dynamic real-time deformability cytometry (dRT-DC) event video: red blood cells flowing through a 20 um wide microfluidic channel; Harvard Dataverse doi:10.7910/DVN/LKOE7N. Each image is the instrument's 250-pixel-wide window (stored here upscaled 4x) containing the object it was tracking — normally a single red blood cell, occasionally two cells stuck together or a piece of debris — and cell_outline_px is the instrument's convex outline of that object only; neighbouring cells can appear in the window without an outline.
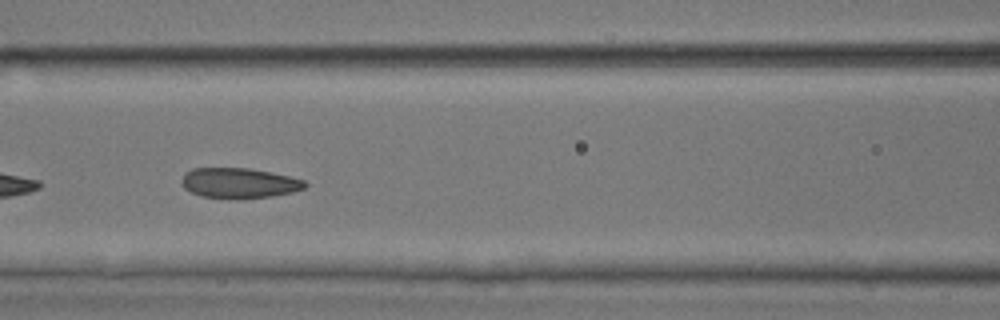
{"species": "common noctule bat (a hibernating species)", "species_latin": "Nyctalus noctula", "temperature_condition": "room temperature", "stored_images_in_passage": 6, "camera_frame_rate_fps": 3000, "um_per_image_px": 0.085, "animal": {"sex": "male", "body_mass_g": 17.9, "forearm_length_mm": 54.2}, "frame": {"image": 1, "passage_image": 6, "time_ms": 1.667, "image_size_px": [1000, 320], "cell_outline_px": [[308, 184], [304, 188], [292, 192], [272, 196], [236, 200], [228, 200], [200, 196], [184, 188], [184, 172], [192, 168], [248, 168], [288, 176], [304, 180]], "centroid_in_image_um": [20.32, 15.58], "position_along_channel_um": 146.3, "area_um2": 21.85}}